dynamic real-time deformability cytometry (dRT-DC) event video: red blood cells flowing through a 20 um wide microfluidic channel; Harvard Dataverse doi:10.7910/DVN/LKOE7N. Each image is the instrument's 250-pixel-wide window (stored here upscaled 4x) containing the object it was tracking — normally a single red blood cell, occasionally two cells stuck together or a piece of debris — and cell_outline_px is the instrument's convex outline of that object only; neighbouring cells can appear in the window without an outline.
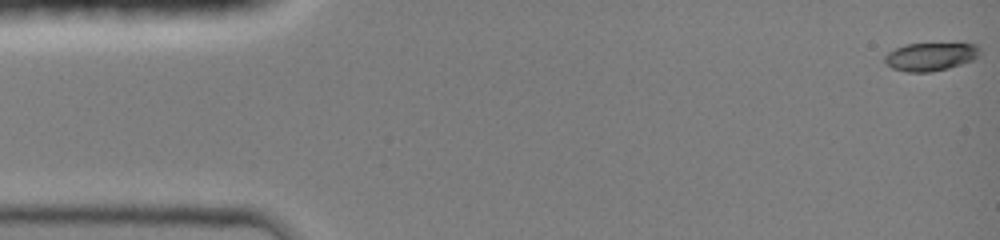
{"species": "common noctule bat (a hibernating species)", "species_latin": "Nyctalus noctula", "temperature_condition": "room temperature", "stored_images_in_passage": 46, "camera_frame_rate_fps": 3000, "um_per_image_px": 0.085, "animal": {"sex": "female", "body_mass_g": 19.0, "forearm_length_mm": 51.5}, "frame": {"image": 1, "passage_image": 1, "time_ms": 0.0, "image_size_px": [1000, 240], "cell_outline_px": [[980, 52], [972, 60], [948, 68], [932, 72], [908, 72], [892, 68], [884, 60], [884, 56], [888, 52], [904, 44], [976, 44], [980, 48]], "centroid_in_image_um": [79.07, 4.82], "position_along_channel_um": 5.9, "area_um2": 15.37}}
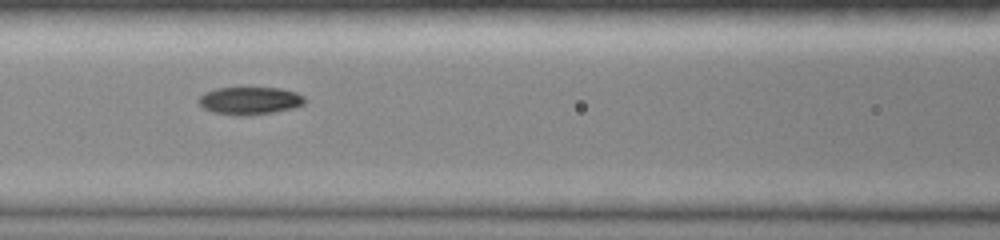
{"frame": {"image": 2, "passage_image": 20, "time_ms": 6.333, "image_size_px": [1000, 240], "cell_outline_px": [[304, 104], [292, 108], [272, 112], [244, 116], [212, 112], [204, 108], [200, 104], [200, 96], [204, 92], [216, 88], [240, 84], [280, 88], [296, 92], [304, 96]], "centroid_in_image_um": [21.21, 8.49], "position_along_channel_um": 145.4, "area_um2": 17.8}}
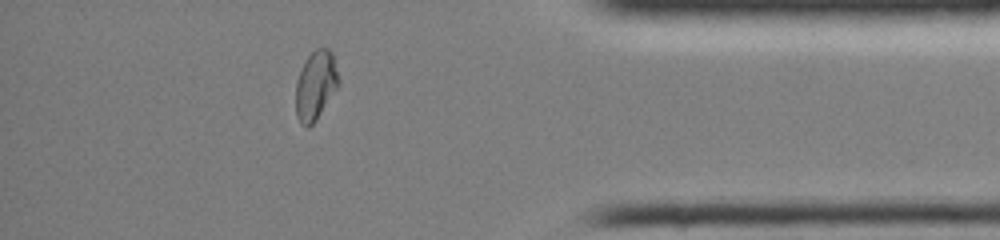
{"frame": {"image": 3, "passage_image": 40, "time_ms": 13.0, "image_size_px": [1000, 240], "cell_outline_px": [[336, 88], [316, 120], [308, 128], [304, 128], [300, 124], [296, 116], [296, 84], [300, 72], [308, 56], [316, 48], [328, 48], [332, 52], [336, 72]], "centroid_in_image_um": [26.78, 7.3], "position_along_channel_um": 408.4, "area_um2": 16.65}, "authors_computed_cell_mechanics": {"area_um2": 17.1088, "velocity_mm_per_s": 4.2133, "shape_relaxation_time_tau1_ms": 4.2184, "shape_relaxation_time_tau2_ms": 1.9128, "deformation_change_tau1": 0.1829, "deformation_change_tau2": 0.0447}}